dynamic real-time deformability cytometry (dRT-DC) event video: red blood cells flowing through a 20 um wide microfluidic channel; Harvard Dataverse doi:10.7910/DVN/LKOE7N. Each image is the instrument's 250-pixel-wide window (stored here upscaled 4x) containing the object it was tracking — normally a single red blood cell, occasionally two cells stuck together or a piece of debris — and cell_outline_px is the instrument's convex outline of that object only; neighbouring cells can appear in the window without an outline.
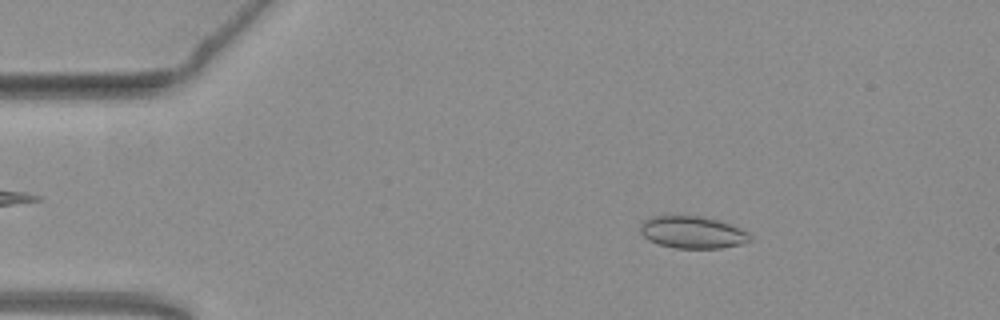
{"species": "common noctule bat (a hibernating species)", "species_latin": "Nyctalus noctula", "temperature_condition": "warm", "stored_images_in_passage": 53, "camera_frame_rate_fps": 3000, "um_per_image_px": 0.085, "animal": {"sex": "female", "body_mass_g": 19.3, "forearm_length_mm": 54.1}, "frame": {"image": 1, "passage_image": 8, "time_ms": 2.333, "image_size_px": [1000, 320], "cell_outline_px": [[752, 240], [740, 244], [720, 248], [676, 248], [660, 244], [648, 240], [640, 232], [640, 224], [648, 216], [700, 216], [716, 220], [740, 228], [748, 232], [752, 236]], "centroid_in_image_um": [58.84, 19.74], "position_along_channel_um": 26.2, "area_um2": 20.46}}
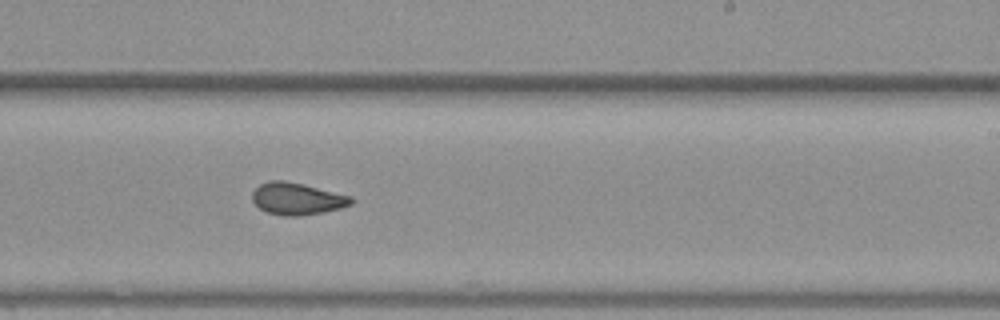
{"frame": {"image": 2, "passage_image": 32, "time_ms": 10.333, "image_size_px": [1000, 320], "cell_outline_px": [[356, 200], [352, 204], [340, 208], [324, 212], [300, 216], [284, 216], [268, 212], [260, 208], [252, 200], [252, 192], [260, 184], [268, 180], [284, 180], [304, 184], [352, 196]], "centroid_in_image_um": [25.28, 16.88], "position_along_channel_um": 263.7, "area_um2": 18.61}}
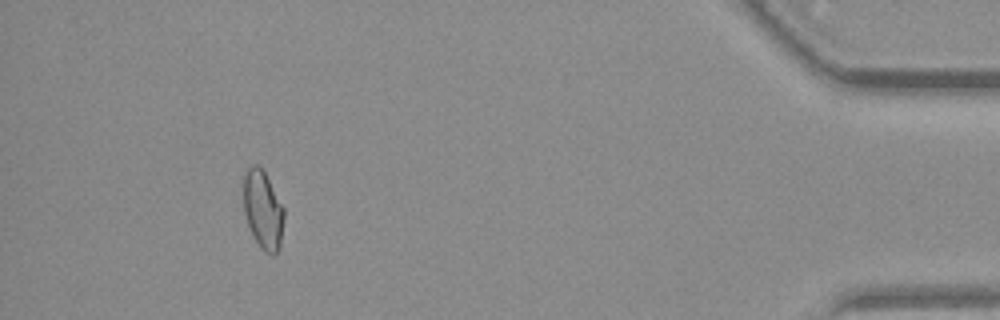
{"frame": {"image": 3, "passage_image": 49, "time_ms": 16.0, "image_size_px": [1000, 320], "cell_outline_px": [[284, 220], [280, 244], [276, 252], [272, 256], [264, 252], [260, 248], [248, 224], [244, 212], [244, 176], [248, 168], [252, 164], [256, 164], [264, 172], [284, 208]], "centroid_in_image_um": [22.36, 17.85], "position_along_channel_um": 412.8, "area_um2": 18.21}, "authors_computed_cell_mechanics": {"area_um2": 18.9006, "velocity_mm_per_s": 3.7967, "shape_relaxation_time_tau1_ms": 4.2003, "shape_relaxation_time_tau2_ms": 1.6183, "deformation_change_tau1": 0.091, "deformation_change_tau2": 0.0707}}